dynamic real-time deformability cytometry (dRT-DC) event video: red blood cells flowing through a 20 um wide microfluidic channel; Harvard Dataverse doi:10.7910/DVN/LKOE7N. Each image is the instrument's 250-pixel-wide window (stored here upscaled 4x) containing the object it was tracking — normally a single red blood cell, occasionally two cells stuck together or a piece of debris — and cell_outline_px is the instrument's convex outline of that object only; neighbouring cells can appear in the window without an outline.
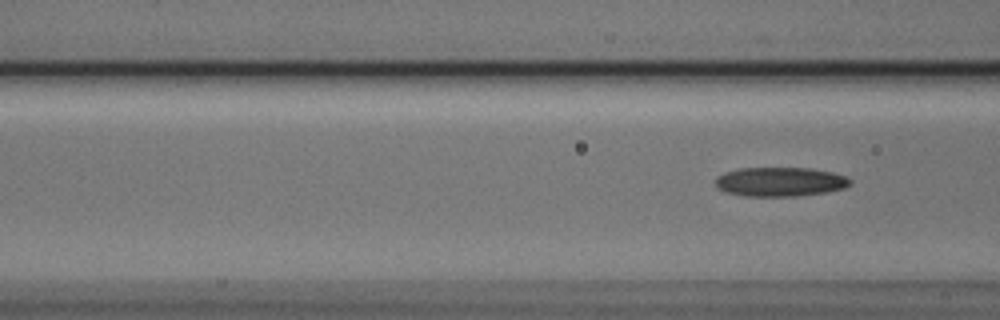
{"species": "Egyptian fruit bat (a non-hibernating species)", "species_latin": "Rousettus aegyptiacus", "temperature_condition": "cold", "stored_images_in_passage": 6, "camera_frame_rate_fps": 3000, "um_per_image_px": 0.085, "animal": {"sex": "male"}, "frame": {"image": 1, "passage_image": 6, "time_ms": 1.667, "image_size_px": [1000, 320], "cell_outline_px": [[852, 184], [844, 188], [828, 192], [796, 196], [744, 196], [724, 192], [716, 188], [716, 176], [724, 172], [740, 168], [808, 168], [832, 172], [844, 176], [852, 180]], "centroid_in_image_um": [66.29, 15.45], "position_along_channel_um": 100.3, "area_um2": 23.12}}